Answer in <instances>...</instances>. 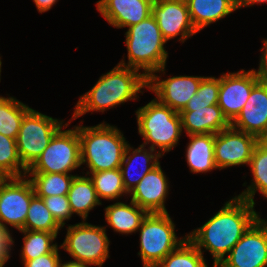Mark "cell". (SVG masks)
Masks as SVG:
<instances>
[{"label": "cell", "instance_id": "7c38bea8", "mask_svg": "<svg viewBox=\"0 0 267 267\" xmlns=\"http://www.w3.org/2000/svg\"><path fill=\"white\" fill-rule=\"evenodd\" d=\"M166 67L164 66L155 71L148 78L147 89L155 94V98L161 104L169 106L175 112L180 113L184 110L192 96L196 94L205 76L179 75L162 79V75H166Z\"/></svg>", "mask_w": 267, "mask_h": 267}, {"label": "cell", "instance_id": "74e56055", "mask_svg": "<svg viewBox=\"0 0 267 267\" xmlns=\"http://www.w3.org/2000/svg\"><path fill=\"white\" fill-rule=\"evenodd\" d=\"M33 2L37 8V11L42 14L52 9L58 0H33Z\"/></svg>", "mask_w": 267, "mask_h": 267}, {"label": "cell", "instance_id": "5b68a950", "mask_svg": "<svg viewBox=\"0 0 267 267\" xmlns=\"http://www.w3.org/2000/svg\"><path fill=\"white\" fill-rule=\"evenodd\" d=\"M135 115L138 133L144 139L141 145L158 150L161 156L178 146L183 135L178 112L153 98L137 108Z\"/></svg>", "mask_w": 267, "mask_h": 267}, {"label": "cell", "instance_id": "4dcf8cb0", "mask_svg": "<svg viewBox=\"0 0 267 267\" xmlns=\"http://www.w3.org/2000/svg\"><path fill=\"white\" fill-rule=\"evenodd\" d=\"M206 261L204 255L187 238L155 267H208Z\"/></svg>", "mask_w": 267, "mask_h": 267}, {"label": "cell", "instance_id": "2e32d148", "mask_svg": "<svg viewBox=\"0 0 267 267\" xmlns=\"http://www.w3.org/2000/svg\"><path fill=\"white\" fill-rule=\"evenodd\" d=\"M159 163L131 190L129 198L148 213H166L170 182Z\"/></svg>", "mask_w": 267, "mask_h": 267}, {"label": "cell", "instance_id": "7402d4cb", "mask_svg": "<svg viewBox=\"0 0 267 267\" xmlns=\"http://www.w3.org/2000/svg\"><path fill=\"white\" fill-rule=\"evenodd\" d=\"M186 3L197 32L238 10L237 0H187Z\"/></svg>", "mask_w": 267, "mask_h": 267}, {"label": "cell", "instance_id": "52a82bcc", "mask_svg": "<svg viewBox=\"0 0 267 267\" xmlns=\"http://www.w3.org/2000/svg\"><path fill=\"white\" fill-rule=\"evenodd\" d=\"M71 122L72 120H68L55 133L46 149L27 169V173L72 174L82 167L78 125L66 130Z\"/></svg>", "mask_w": 267, "mask_h": 267}, {"label": "cell", "instance_id": "603a6c76", "mask_svg": "<svg viewBox=\"0 0 267 267\" xmlns=\"http://www.w3.org/2000/svg\"><path fill=\"white\" fill-rule=\"evenodd\" d=\"M186 162L191 173H208L218 169L214 158L215 134L188 135Z\"/></svg>", "mask_w": 267, "mask_h": 267}, {"label": "cell", "instance_id": "277c9868", "mask_svg": "<svg viewBox=\"0 0 267 267\" xmlns=\"http://www.w3.org/2000/svg\"><path fill=\"white\" fill-rule=\"evenodd\" d=\"M124 35L128 61L123 57L118 64L142 71L147 79L167 65V41L152 15L128 27Z\"/></svg>", "mask_w": 267, "mask_h": 267}, {"label": "cell", "instance_id": "ba28073f", "mask_svg": "<svg viewBox=\"0 0 267 267\" xmlns=\"http://www.w3.org/2000/svg\"><path fill=\"white\" fill-rule=\"evenodd\" d=\"M67 233L61 249L68 253L75 261L91 266L102 267L109 256L110 239L107 228L103 225H93L81 221L76 224H67Z\"/></svg>", "mask_w": 267, "mask_h": 267}, {"label": "cell", "instance_id": "ffe728a7", "mask_svg": "<svg viewBox=\"0 0 267 267\" xmlns=\"http://www.w3.org/2000/svg\"><path fill=\"white\" fill-rule=\"evenodd\" d=\"M182 131L191 134H217L231 123L218 104L203 108H184L180 113Z\"/></svg>", "mask_w": 267, "mask_h": 267}, {"label": "cell", "instance_id": "83f0119b", "mask_svg": "<svg viewBox=\"0 0 267 267\" xmlns=\"http://www.w3.org/2000/svg\"><path fill=\"white\" fill-rule=\"evenodd\" d=\"M92 180L99 200L119 201L123 197L129 196L123 185L120 168L99 171L88 174Z\"/></svg>", "mask_w": 267, "mask_h": 267}, {"label": "cell", "instance_id": "5bb4252c", "mask_svg": "<svg viewBox=\"0 0 267 267\" xmlns=\"http://www.w3.org/2000/svg\"><path fill=\"white\" fill-rule=\"evenodd\" d=\"M258 81L252 69L221 74L218 106L230 123L243 109Z\"/></svg>", "mask_w": 267, "mask_h": 267}, {"label": "cell", "instance_id": "f546056e", "mask_svg": "<svg viewBox=\"0 0 267 267\" xmlns=\"http://www.w3.org/2000/svg\"><path fill=\"white\" fill-rule=\"evenodd\" d=\"M61 229L43 199L35 195L31 199L23 230L60 233Z\"/></svg>", "mask_w": 267, "mask_h": 267}, {"label": "cell", "instance_id": "f35d334b", "mask_svg": "<svg viewBox=\"0 0 267 267\" xmlns=\"http://www.w3.org/2000/svg\"><path fill=\"white\" fill-rule=\"evenodd\" d=\"M265 4L267 0H237V8L238 10L241 8L252 7L256 4Z\"/></svg>", "mask_w": 267, "mask_h": 267}, {"label": "cell", "instance_id": "d6a6232c", "mask_svg": "<svg viewBox=\"0 0 267 267\" xmlns=\"http://www.w3.org/2000/svg\"><path fill=\"white\" fill-rule=\"evenodd\" d=\"M219 90L220 77L205 76L185 108H203L218 104Z\"/></svg>", "mask_w": 267, "mask_h": 267}, {"label": "cell", "instance_id": "ac0fdd59", "mask_svg": "<svg viewBox=\"0 0 267 267\" xmlns=\"http://www.w3.org/2000/svg\"><path fill=\"white\" fill-rule=\"evenodd\" d=\"M154 0H99L96 10L117 29L128 28L152 15Z\"/></svg>", "mask_w": 267, "mask_h": 267}, {"label": "cell", "instance_id": "6da1fadb", "mask_svg": "<svg viewBox=\"0 0 267 267\" xmlns=\"http://www.w3.org/2000/svg\"><path fill=\"white\" fill-rule=\"evenodd\" d=\"M260 216L255 205L234 196L202 226L187 233V238L203 255L210 252L217 267Z\"/></svg>", "mask_w": 267, "mask_h": 267}, {"label": "cell", "instance_id": "836d02e7", "mask_svg": "<svg viewBox=\"0 0 267 267\" xmlns=\"http://www.w3.org/2000/svg\"><path fill=\"white\" fill-rule=\"evenodd\" d=\"M46 208L51 212L54 219L62 227L73 216L67 195L40 197Z\"/></svg>", "mask_w": 267, "mask_h": 267}, {"label": "cell", "instance_id": "d4e9b609", "mask_svg": "<svg viewBox=\"0 0 267 267\" xmlns=\"http://www.w3.org/2000/svg\"><path fill=\"white\" fill-rule=\"evenodd\" d=\"M71 211L78 215L82 221L88 219L89 212L96 206L102 205L99 200L92 180L88 175H76L67 193Z\"/></svg>", "mask_w": 267, "mask_h": 267}, {"label": "cell", "instance_id": "7a4b0ae2", "mask_svg": "<svg viewBox=\"0 0 267 267\" xmlns=\"http://www.w3.org/2000/svg\"><path fill=\"white\" fill-rule=\"evenodd\" d=\"M148 88V79L137 69L117 64L109 72L102 74L94 86L79 97L74 106L72 121L91 112H104L136 101L139 93Z\"/></svg>", "mask_w": 267, "mask_h": 267}, {"label": "cell", "instance_id": "484cf974", "mask_svg": "<svg viewBox=\"0 0 267 267\" xmlns=\"http://www.w3.org/2000/svg\"><path fill=\"white\" fill-rule=\"evenodd\" d=\"M8 96H0V134L16 139L24 116L32 108L16 97Z\"/></svg>", "mask_w": 267, "mask_h": 267}, {"label": "cell", "instance_id": "9c48e42d", "mask_svg": "<svg viewBox=\"0 0 267 267\" xmlns=\"http://www.w3.org/2000/svg\"><path fill=\"white\" fill-rule=\"evenodd\" d=\"M66 121L31 109L23 118L16 145L19 158L28 169L49 145Z\"/></svg>", "mask_w": 267, "mask_h": 267}, {"label": "cell", "instance_id": "30bf717a", "mask_svg": "<svg viewBox=\"0 0 267 267\" xmlns=\"http://www.w3.org/2000/svg\"><path fill=\"white\" fill-rule=\"evenodd\" d=\"M34 196L32 183L27 176L5 178L0 183V227L23 230Z\"/></svg>", "mask_w": 267, "mask_h": 267}, {"label": "cell", "instance_id": "1f68e13d", "mask_svg": "<svg viewBox=\"0 0 267 267\" xmlns=\"http://www.w3.org/2000/svg\"><path fill=\"white\" fill-rule=\"evenodd\" d=\"M0 174L5 178L23 177L27 168L21 162L16 139L0 134Z\"/></svg>", "mask_w": 267, "mask_h": 267}, {"label": "cell", "instance_id": "f1b7e54d", "mask_svg": "<svg viewBox=\"0 0 267 267\" xmlns=\"http://www.w3.org/2000/svg\"><path fill=\"white\" fill-rule=\"evenodd\" d=\"M18 232L24 234L22 238L23 246H21V253H19L21 261L32 260L51 253L58 246L55 241L59 233L30 230H20Z\"/></svg>", "mask_w": 267, "mask_h": 267}, {"label": "cell", "instance_id": "60d3db41", "mask_svg": "<svg viewBox=\"0 0 267 267\" xmlns=\"http://www.w3.org/2000/svg\"><path fill=\"white\" fill-rule=\"evenodd\" d=\"M1 55V54H0ZM2 56H0V82H1V70H2V60H1Z\"/></svg>", "mask_w": 267, "mask_h": 267}, {"label": "cell", "instance_id": "9a60e30c", "mask_svg": "<svg viewBox=\"0 0 267 267\" xmlns=\"http://www.w3.org/2000/svg\"><path fill=\"white\" fill-rule=\"evenodd\" d=\"M152 16L167 42L177 37L183 44L198 33L192 25L186 2L154 0Z\"/></svg>", "mask_w": 267, "mask_h": 267}, {"label": "cell", "instance_id": "cb8c5ba5", "mask_svg": "<svg viewBox=\"0 0 267 267\" xmlns=\"http://www.w3.org/2000/svg\"><path fill=\"white\" fill-rule=\"evenodd\" d=\"M249 167L253 176L250 180V185H246L245 181L243 186H247V188L236 196L256 205L254 196L257 192L267 199V140H260L257 143L253 150Z\"/></svg>", "mask_w": 267, "mask_h": 267}, {"label": "cell", "instance_id": "d590c367", "mask_svg": "<svg viewBox=\"0 0 267 267\" xmlns=\"http://www.w3.org/2000/svg\"><path fill=\"white\" fill-rule=\"evenodd\" d=\"M10 229L0 227V267H4L11 257L15 239Z\"/></svg>", "mask_w": 267, "mask_h": 267}, {"label": "cell", "instance_id": "d6986e66", "mask_svg": "<svg viewBox=\"0 0 267 267\" xmlns=\"http://www.w3.org/2000/svg\"><path fill=\"white\" fill-rule=\"evenodd\" d=\"M162 156L158 151L139 145L137 148L128 144L120 170L124 188L128 193L140 182V180L160 163Z\"/></svg>", "mask_w": 267, "mask_h": 267}, {"label": "cell", "instance_id": "44dd1931", "mask_svg": "<svg viewBox=\"0 0 267 267\" xmlns=\"http://www.w3.org/2000/svg\"><path fill=\"white\" fill-rule=\"evenodd\" d=\"M129 201L128 204L127 201L125 203L120 200L104 208L105 222H107L105 228L109 226L114 232L127 236L137 233L148 212L132 200Z\"/></svg>", "mask_w": 267, "mask_h": 267}, {"label": "cell", "instance_id": "b9f144b4", "mask_svg": "<svg viewBox=\"0 0 267 267\" xmlns=\"http://www.w3.org/2000/svg\"><path fill=\"white\" fill-rule=\"evenodd\" d=\"M165 1H182V2H187V0H165Z\"/></svg>", "mask_w": 267, "mask_h": 267}, {"label": "cell", "instance_id": "e0dca14e", "mask_svg": "<svg viewBox=\"0 0 267 267\" xmlns=\"http://www.w3.org/2000/svg\"><path fill=\"white\" fill-rule=\"evenodd\" d=\"M231 127L267 140V82L258 81L253 86L247 103L231 122Z\"/></svg>", "mask_w": 267, "mask_h": 267}, {"label": "cell", "instance_id": "8fae6325", "mask_svg": "<svg viewBox=\"0 0 267 267\" xmlns=\"http://www.w3.org/2000/svg\"><path fill=\"white\" fill-rule=\"evenodd\" d=\"M217 267H267V219L260 216Z\"/></svg>", "mask_w": 267, "mask_h": 267}, {"label": "cell", "instance_id": "8992f818", "mask_svg": "<svg viewBox=\"0 0 267 267\" xmlns=\"http://www.w3.org/2000/svg\"><path fill=\"white\" fill-rule=\"evenodd\" d=\"M170 214L148 213L137 232L140 234L138 255L143 267H155L170 252L176 249L187 235L178 237Z\"/></svg>", "mask_w": 267, "mask_h": 267}, {"label": "cell", "instance_id": "8d00e7d4", "mask_svg": "<svg viewBox=\"0 0 267 267\" xmlns=\"http://www.w3.org/2000/svg\"><path fill=\"white\" fill-rule=\"evenodd\" d=\"M262 47L260 48V60L258 70L253 68V72L261 82H267V38L263 39Z\"/></svg>", "mask_w": 267, "mask_h": 267}, {"label": "cell", "instance_id": "7bdbcfd3", "mask_svg": "<svg viewBox=\"0 0 267 267\" xmlns=\"http://www.w3.org/2000/svg\"><path fill=\"white\" fill-rule=\"evenodd\" d=\"M4 179H5V177L2 176V175L0 174V183H1Z\"/></svg>", "mask_w": 267, "mask_h": 267}, {"label": "cell", "instance_id": "ab89813d", "mask_svg": "<svg viewBox=\"0 0 267 267\" xmlns=\"http://www.w3.org/2000/svg\"><path fill=\"white\" fill-rule=\"evenodd\" d=\"M61 259L58 267H91V265L81 263L75 260L64 261Z\"/></svg>", "mask_w": 267, "mask_h": 267}, {"label": "cell", "instance_id": "e575fe53", "mask_svg": "<svg viewBox=\"0 0 267 267\" xmlns=\"http://www.w3.org/2000/svg\"><path fill=\"white\" fill-rule=\"evenodd\" d=\"M61 246L58 245L51 253L41 255L35 259L28 261H21L23 267H58L61 261L59 254Z\"/></svg>", "mask_w": 267, "mask_h": 267}, {"label": "cell", "instance_id": "3957f363", "mask_svg": "<svg viewBox=\"0 0 267 267\" xmlns=\"http://www.w3.org/2000/svg\"><path fill=\"white\" fill-rule=\"evenodd\" d=\"M78 136L81 165L85 164L88 168V171L82 174L120 168L129 143L117 126L105 121L94 126H84L81 120Z\"/></svg>", "mask_w": 267, "mask_h": 267}, {"label": "cell", "instance_id": "4fadbf2b", "mask_svg": "<svg viewBox=\"0 0 267 267\" xmlns=\"http://www.w3.org/2000/svg\"><path fill=\"white\" fill-rule=\"evenodd\" d=\"M259 141L256 136L231 126L215 134L214 158L218 170L249 166L253 150Z\"/></svg>", "mask_w": 267, "mask_h": 267}, {"label": "cell", "instance_id": "4316f807", "mask_svg": "<svg viewBox=\"0 0 267 267\" xmlns=\"http://www.w3.org/2000/svg\"><path fill=\"white\" fill-rule=\"evenodd\" d=\"M78 174L27 173L35 195L38 197L63 196L70 190L74 177Z\"/></svg>", "mask_w": 267, "mask_h": 267}]
</instances>
